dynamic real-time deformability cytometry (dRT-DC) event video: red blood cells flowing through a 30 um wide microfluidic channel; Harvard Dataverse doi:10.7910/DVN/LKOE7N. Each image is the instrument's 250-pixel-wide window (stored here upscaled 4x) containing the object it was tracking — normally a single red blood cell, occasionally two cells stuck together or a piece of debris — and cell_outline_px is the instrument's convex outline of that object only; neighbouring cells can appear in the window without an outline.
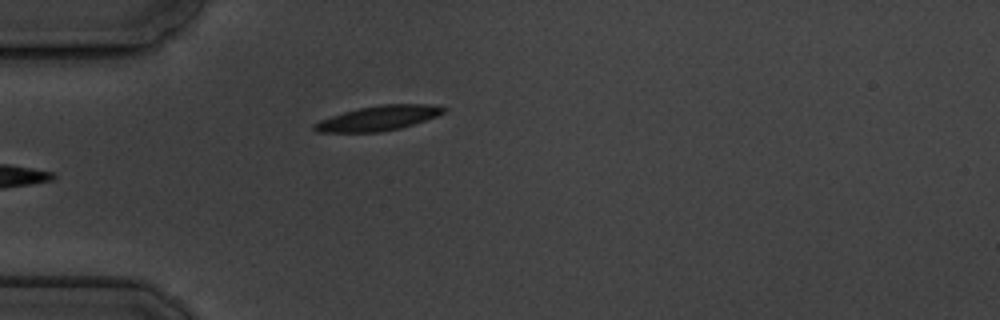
{"species": "common noctule bat (a hibernating species)", "species_latin": "Nyctalus noctula", "temperature_condition": "cold", "stored_images_in_passage": 5, "camera_frame_rate_fps": 3000, "um_per_image_px": 0.085, "animal": {"sex": "male", "body_mass_g": 19.5, "forearm_length_mm": 54.6}, "frame": {"image": 1, "passage_image": 4, "time_ms": 4.333, "image_size_px": [1000, 320], "cell_outline_px": [[448, 108], [444, 112], [436, 116], [400, 128], [380, 132], [316, 132], [312, 128], [312, 124], [320, 120], [344, 112], [360, 108], [380, 104], [432, 104]], "centroid_in_image_um": [32.14, 10.04], "position_along_channel_um": 52.9, "area_um2": 18.55}}